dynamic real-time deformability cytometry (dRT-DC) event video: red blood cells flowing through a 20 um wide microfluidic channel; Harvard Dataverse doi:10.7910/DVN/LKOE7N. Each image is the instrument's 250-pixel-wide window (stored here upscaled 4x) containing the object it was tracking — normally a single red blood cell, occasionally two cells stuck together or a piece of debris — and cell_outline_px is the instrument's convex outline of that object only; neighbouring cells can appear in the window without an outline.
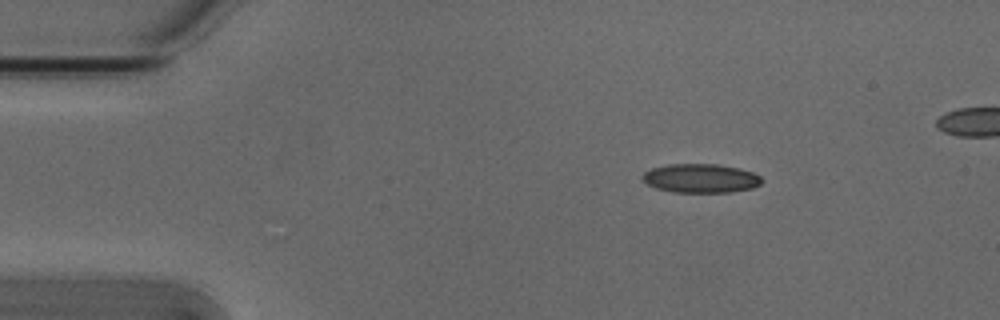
{"species": "Egyptian fruit bat (a non-hibernating species)", "species_latin": "Rousettus aegyptiacus", "temperature_condition": "cold", "stored_images_in_passage": 7, "camera_frame_rate_fps": 3000, "um_per_image_px": 0.085, "animal": {"sex": "male"}, "frame": {"image": 1, "passage_image": 1, "time_ms": 0.0, "image_size_px": [1000, 320], "cell_outline_px": [[764, 180], [760, 184], [752, 188], [732, 192], [672, 192], [656, 188], [648, 184], [640, 176], [644, 172], [652, 168], [668, 164], [720, 164], [740, 168], [752, 172], [760, 176]], "centroid_in_image_um": [59.57, 15.15], "position_along_channel_um": 25.4, "area_um2": 20.23}}
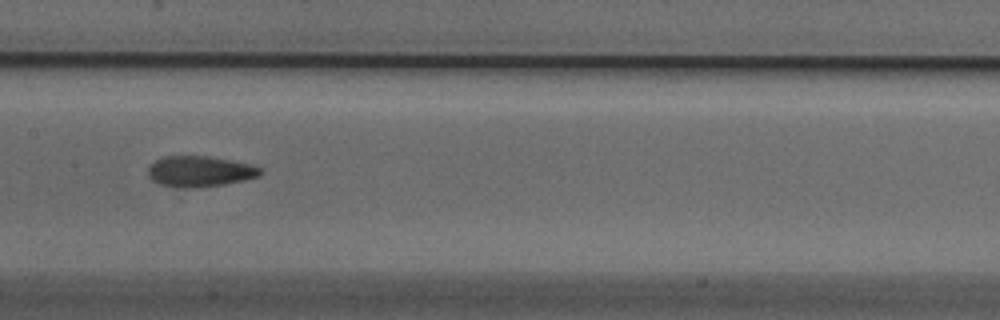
{"frame": {"image": 2, "passage_image": 6, "time_ms": 1.667, "image_size_px": [1000, 320], "cell_outline_px": [[260, 176], [244, 180], [224, 184], [200, 188], [184, 188], [160, 184], [152, 180], [148, 176], [148, 168], [156, 160], [164, 156], [204, 156], [228, 160], [248, 164], [260, 168]], "centroid_in_image_um": [16.94, 14.58], "position_along_channel_um": 190.5, "area_um2": 19.88}}
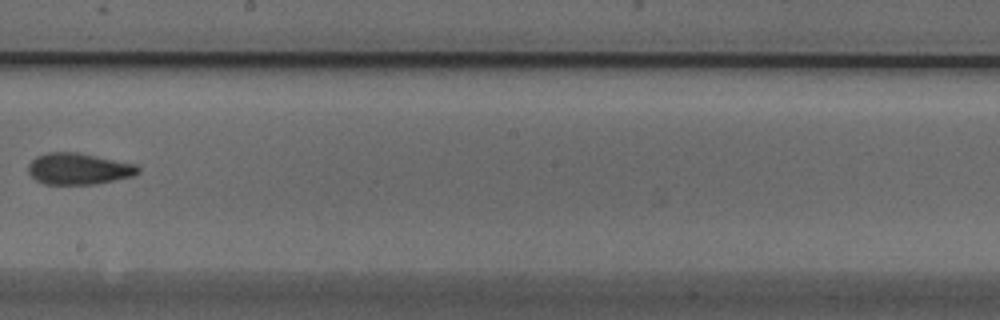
{"frame": {"image": 3, "passage_image": 7, "time_ms": 2.0, "image_size_px": [1000, 320], "cell_outline_px": [[140, 172], [132, 176], [92, 184], [44, 184], [36, 180], [28, 172], [28, 164], [36, 156], [48, 152], [76, 152], [136, 164], [140, 168]], "centroid_in_image_um": [6.65, 14.34], "position_along_channel_um": 241.5, "area_um2": 19.94}}